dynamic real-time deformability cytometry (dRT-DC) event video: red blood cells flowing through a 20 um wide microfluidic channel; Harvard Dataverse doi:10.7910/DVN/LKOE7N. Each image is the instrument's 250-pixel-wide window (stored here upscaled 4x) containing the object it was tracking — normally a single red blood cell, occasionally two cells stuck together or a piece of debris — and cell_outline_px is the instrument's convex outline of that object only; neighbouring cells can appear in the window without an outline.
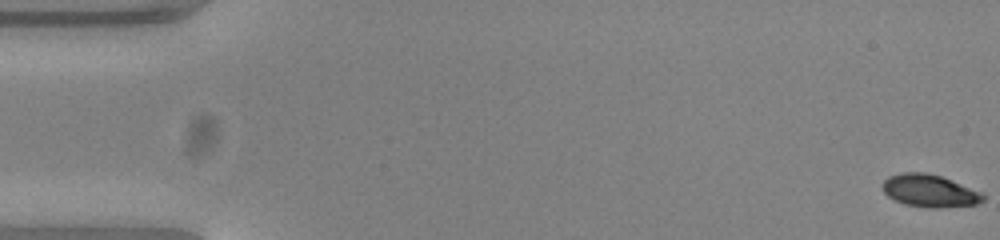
{"species": "common noctule bat (a hibernating species)", "species_latin": "Nyctalus noctula", "temperature_condition": "warm", "stored_images_in_passage": 54, "camera_frame_rate_fps": 3000, "um_per_image_px": 0.085, "animal": {"sex": "female", "body_mass_g": 23.0, "forearm_length_mm": 53.4}, "frame": {"image": 1, "passage_image": 1, "time_ms": 0.0, "image_size_px": [1000, 240], "cell_outline_px": [[984, 200], [976, 204], [936, 208], [928, 208], [904, 204], [888, 196], [884, 192], [884, 180], [888, 176], [904, 172], [928, 172], [940, 176], [984, 192]], "centroid_in_image_um": [79.04, 16.21], "position_along_channel_um": 6.0, "area_um2": 19.02}}
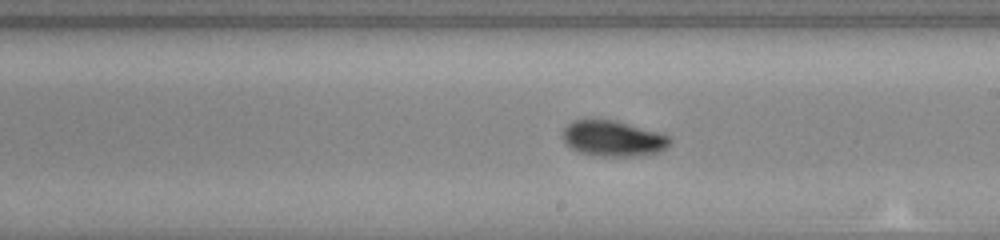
{"frame": {"image": 2, "passage_image": 31, "time_ms": 10.0, "image_size_px": [1000, 240], "cell_outline_px": [[672, 144], [660, 152], [640, 156], [600, 156], [580, 152], [572, 148], [564, 140], [564, 128], [572, 120], [612, 120], [628, 124], [656, 132], [668, 136], [672, 140]], "centroid_in_image_um": [52.15, 11.79], "position_along_channel_um": 236.8, "area_um2": 21.96}}
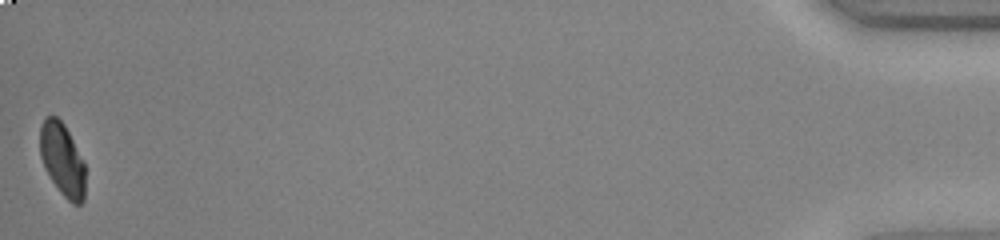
{"frame": {"image": 3, "passage_image": 54, "time_ms": 17.667, "image_size_px": [1000, 240], "cell_outline_px": [[84, 200], [80, 204], [72, 204], [60, 192], [44, 168], [40, 156], [40, 128], [44, 116], [56, 116], [64, 124], [84, 160]], "centroid_in_image_um": [5.29, 13.55], "position_along_channel_um": 429.9, "area_um2": 19.25}, "authors_computed_cell_mechanics": {"area_um2": 20.6635, "velocity_mm_per_s": 3.8251, "shape_relaxation_time_tau1_ms": 1.8666, "shape_relaxation_time_tau2_ms": null, "deformation_change_tau1": 0.1177, "deformation_change_tau2": null}}